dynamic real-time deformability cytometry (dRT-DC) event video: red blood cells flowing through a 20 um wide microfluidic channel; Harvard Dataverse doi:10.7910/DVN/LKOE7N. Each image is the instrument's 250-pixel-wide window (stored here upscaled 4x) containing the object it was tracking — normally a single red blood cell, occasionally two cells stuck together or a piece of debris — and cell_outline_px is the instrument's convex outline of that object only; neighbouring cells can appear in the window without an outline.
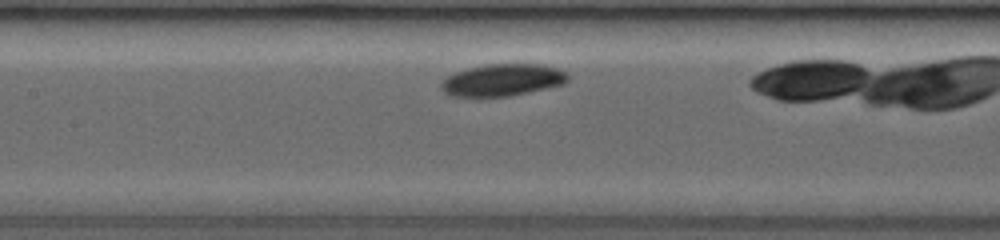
{"species": "common noctule bat (a hibernating species)", "species_latin": "Nyctalus noctula", "temperature_condition": "room temperature", "stored_images_in_passage": 27, "camera_frame_rate_fps": 3000, "um_per_image_px": 0.085, "animal": {"sex": "female", "body_mass_g": 19.0, "forearm_length_mm": 53.3}, "frame": {"image": 1, "passage_image": 8, "time_ms": 2.333, "image_size_px": [1000, 240], "cell_outline_px": [[568, 80], [564, 84], [528, 92], [508, 96], [452, 96], [444, 92], [440, 88], [440, 80], [456, 72], [468, 68], [488, 64], [544, 64], [560, 68], [568, 72]], "centroid_in_image_um": [42.73, 6.79], "position_along_channel_um": 164.7, "area_um2": 23.76}}
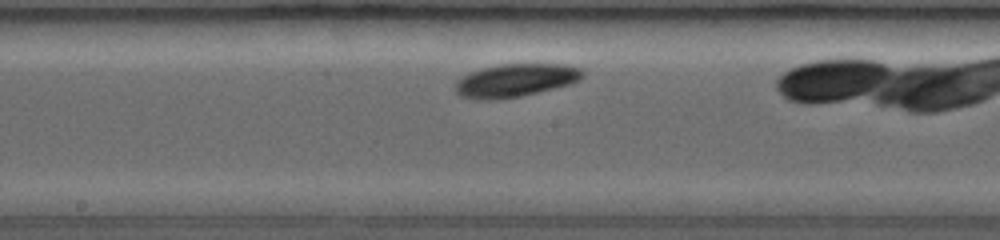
{"frame": {"image": 2, "passage_image": 11, "time_ms": 3.333, "image_size_px": [1000, 240], "cell_outline_px": [[584, 76], [572, 84], [520, 96], [496, 100], [480, 100], [460, 96], [456, 92], [456, 80], [468, 72], [480, 68], [496, 64], [564, 64], [584, 68]], "centroid_in_image_um": [43.82, 6.82], "position_along_channel_um": 204.4, "area_um2": 24.91}}